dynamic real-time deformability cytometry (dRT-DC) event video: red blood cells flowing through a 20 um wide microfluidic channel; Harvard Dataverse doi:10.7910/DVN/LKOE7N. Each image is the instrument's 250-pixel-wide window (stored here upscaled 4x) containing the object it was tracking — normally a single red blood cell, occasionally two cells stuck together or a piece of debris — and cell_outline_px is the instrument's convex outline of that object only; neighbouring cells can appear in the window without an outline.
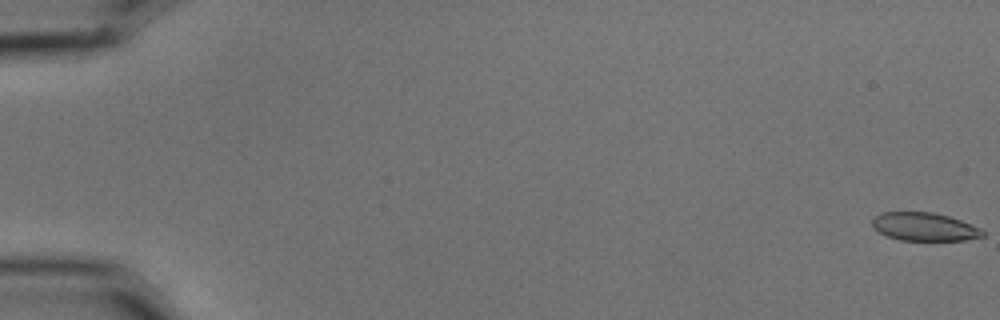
{"species": "common noctule bat (a hibernating species)", "species_latin": "Nyctalus noctula", "temperature_condition": "cold", "stored_images_in_passage": 15, "camera_frame_rate_fps": 3000, "um_per_image_px": 0.085, "animal": {"sex": "male", "body_mass_g": 15.6}, "frame": {"image": 1, "passage_image": 1, "time_ms": 0.0, "image_size_px": [1000, 320], "cell_outline_px": [[984, 236], [964, 240], [900, 240], [888, 236], [880, 232], [872, 224], [872, 220], [876, 216], [884, 212], [932, 212], [948, 216], [960, 220], [980, 228], [984, 232]], "centroid_in_image_um": [78.59, 19.27], "position_along_channel_um": 6.4, "area_um2": 17.86}}
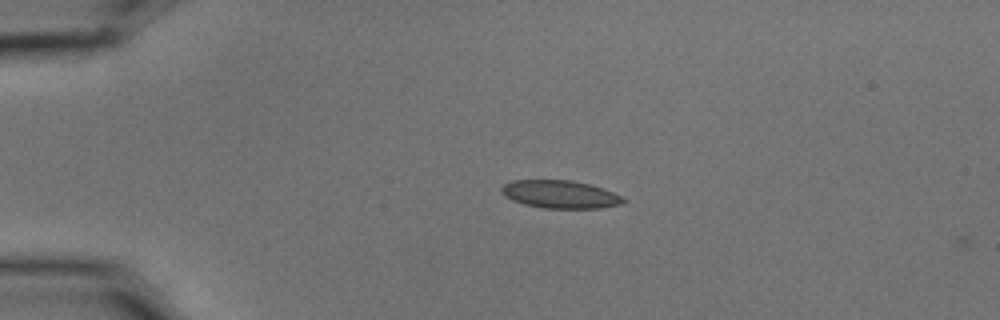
{"frame": {"image": 2, "passage_image": 14, "time_ms": 4.333, "image_size_px": [1000, 320], "cell_outline_px": [[628, 200], [620, 204], [600, 208], [544, 208], [524, 204], [512, 200], [504, 196], [500, 192], [500, 188], [504, 184], [512, 180], [572, 180], [604, 188]], "centroid_in_image_um": [47.58, 16.51], "position_along_channel_um": 37.4, "area_um2": 19.83}}